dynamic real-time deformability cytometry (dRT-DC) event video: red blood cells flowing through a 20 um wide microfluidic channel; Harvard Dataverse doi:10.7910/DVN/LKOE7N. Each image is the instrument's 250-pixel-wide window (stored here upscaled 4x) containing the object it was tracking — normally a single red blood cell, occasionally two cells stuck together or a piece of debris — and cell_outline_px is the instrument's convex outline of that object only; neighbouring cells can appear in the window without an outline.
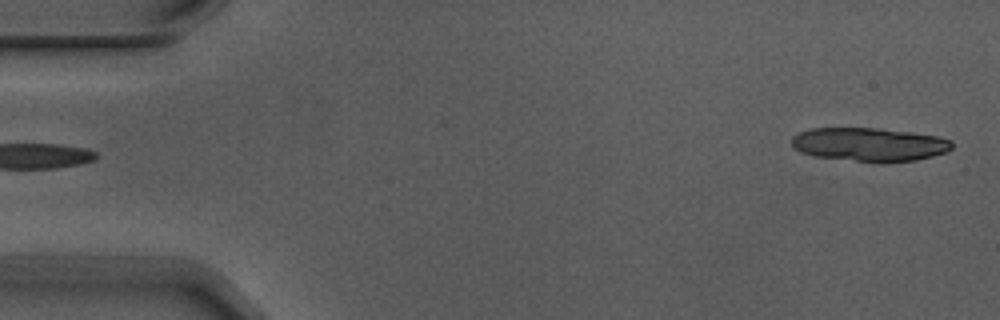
{"species": "Egyptian fruit bat (a non-hibernating species)", "species_latin": "Rousettus aegyptiacus", "temperature_condition": "warm", "stored_images_in_passage": 4, "camera_frame_rate_fps": 3000, "um_per_image_px": 0.085, "animal": {"sex": "male"}, "frame": {"image": 1, "passage_image": 4, "time_ms": 1.0, "image_size_px": [1000, 320], "cell_outline_px": [[952, 148], [948, 152], [916, 160], [856, 160], [816, 156], [800, 152], [792, 148], [792, 136], [800, 132], [812, 128], [876, 128], [912, 132], [940, 136], [952, 140]], "centroid_in_image_um": [73.91, 12.24], "position_along_channel_um": 11.1, "area_um2": 30.81}}